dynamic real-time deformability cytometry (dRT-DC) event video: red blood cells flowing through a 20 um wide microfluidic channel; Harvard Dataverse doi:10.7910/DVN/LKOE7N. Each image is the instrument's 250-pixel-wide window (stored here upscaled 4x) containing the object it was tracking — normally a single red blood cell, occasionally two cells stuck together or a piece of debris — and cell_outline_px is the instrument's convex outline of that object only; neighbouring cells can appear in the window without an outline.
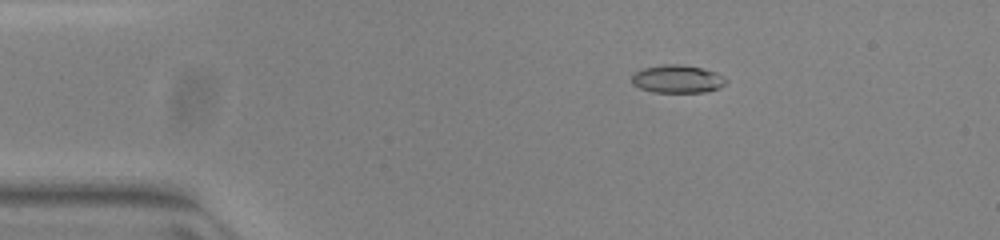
{"species": "common noctule bat (a hibernating species)", "species_latin": "Nyctalus noctula", "temperature_condition": "warm", "stored_images_in_passage": 46, "camera_frame_rate_fps": 3000, "um_per_image_px": 0.085, "animal": {"sex": "female", "body_mass_g": 23.0, "forearm_length_mm": 53.4}, "frame": {"image": 1, "passage_image": 3, "time_ms": 0.667, "image_size_px": [1000, 240], "cell_outline_px": [[728, 80], [720, 88], [708, 92], [652, 92], [640, 88], [632, 84], [632, 76], [636, 72], [644, 68], [664, 64], [680, 64], [700, 68], [716, 72]], "centroid_in_image_um": [57.59, 6.72], "position_along_channel_um": 27.4, "area_um2": 15.32}}
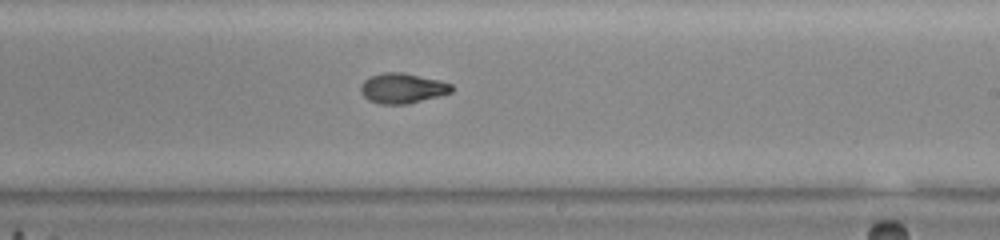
{"frame": {"image": 2, "passage_image": 25, "time_ms": 8.0, "image_size_px": [1000, 240], "cell_outline_px": [[452, 92], [408, 104], [380, 104], [368, 100], [364, 96], [360, 88], [360, 84], [364, 80], [372, 76], [384, 72], [404, 72], [440, 80], [452, 84]], "centroid_in_image_um": [34.2, 7.49], "position_along_channel_um": 254.8, "area_um2": 15.95}}
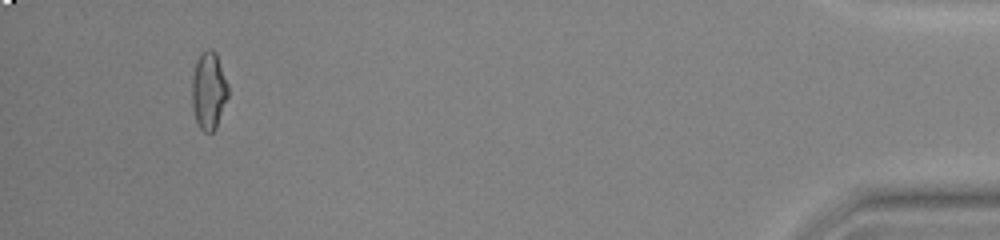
{"frame": {"image": 3, "passage_image": 43, "time_ms": 14.0, "image_size_px": [1000, 240], "cell_outline_px": [[228, 96], [216, 128], [212, 132], [204, 132], [200, 128], [196, 120], [192, 108], [192, 76], [196, 60], [200, 52], [208, 48], [212, 48], [216, 52], [228, 84]], "centroid_in_image_um": [17.73, 7.67], "position_along_channel_um": 417.5, "area_um2": 16.53}, "authors_computed_cell_mechanics": {"area_um2": 15.8083, "velocity_mm_per_s": 3.9538, "shape_relaxation_time_tau1_ms": null, "shape_relaxation_time_tau2_ms": 1.7497, "deformation_change_tau1": null, "deformation_change_tau2": 0.0626}}